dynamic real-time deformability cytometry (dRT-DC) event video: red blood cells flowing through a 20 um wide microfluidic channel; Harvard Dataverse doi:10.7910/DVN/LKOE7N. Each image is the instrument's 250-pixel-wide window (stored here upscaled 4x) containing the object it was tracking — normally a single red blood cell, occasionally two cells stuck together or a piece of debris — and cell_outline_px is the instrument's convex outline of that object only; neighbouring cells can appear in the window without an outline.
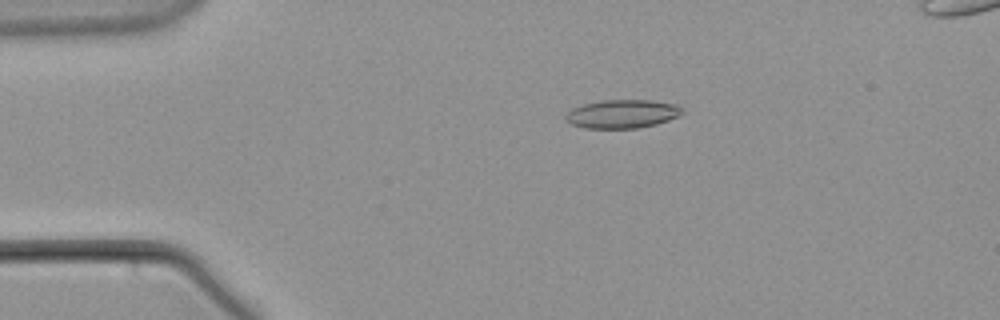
{"species": "common noctule bat (a hibernating species)", "species_latin": "Nyctalus noctula", "temperature_condition": "warm", "stored_images_in_passage": 56, "camera_frame_rate_fps": 3000, "um_per_image_px": 0.085, "animal": {"sex": "male", "body_mass_g": 21.5, "forearm_length_mm": 52.0}, "frame": {"image": 1, "passage_image": 12, "time_ms": 3.667, "image_size_px": [1000, 320], "cell_outline_px": [[684, 112], [668, 120], [656, 124], [640, 128], [584, 128], [572, 124], [564, 120], [564, 116], [572, 108], [584, 104], [604, 100], [652, 100], [676, 104]], "centroid_in_image_um": [52.86, 9.68], "position_along_channel_um": 32.1, "area_um2": 19.31}}
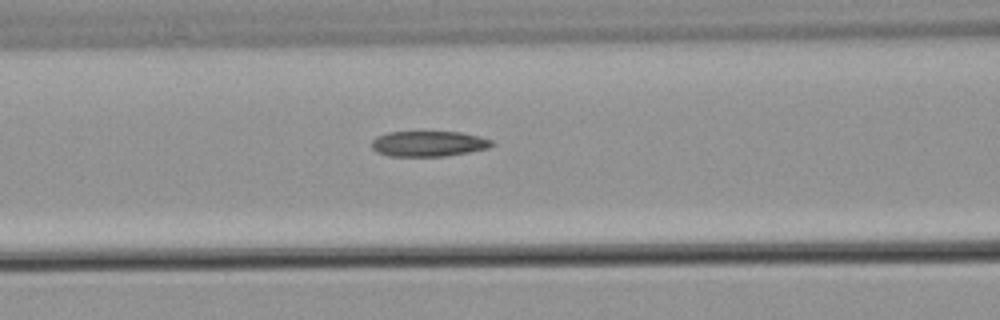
{"frame": {"image": 2, "passage_image": 24, "time_ms": 7.667, "image_size_px": [1000, 320], "cell_outline_px": [[496, 144], [488, 148], [468, 152], [444, 156], [388, 156], [376, 152], [372, 148], [372, 140], [376, 136], [388, 132], [460, 132], [480, 136], [492, 140]], "centroid_in_image_um": [36.42, 12.21], "position_along_channel_um": 130.2, "area_um2": 17.92}}
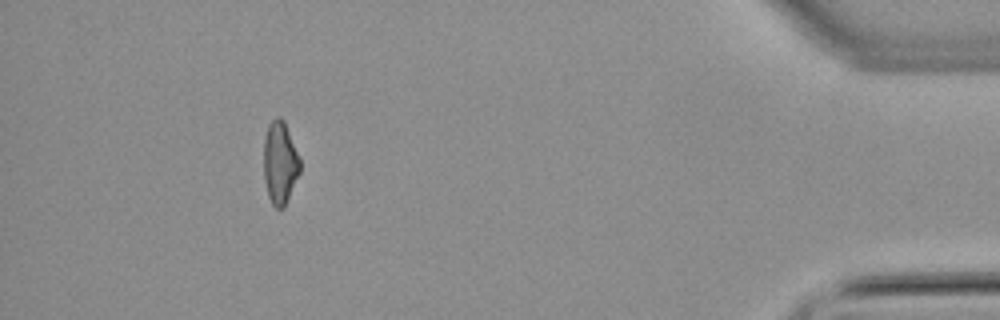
{"frame": {"image": 3, "passage_image": 52, "time_ms": 17.0, "image_size_px": [1000, 320], "cell_outline_px": [[300, 172], [284, 208], [276, 208], [272, 204], [268, 196], [264, 180], [264, 136], [268, 124], [276, 116], [280, 116], [284, 120], [300, 156]], "centroid_in_image_um": [23.8, 13.81], "position_along_channel_um": 411.4, "area_um2": 17.74}}